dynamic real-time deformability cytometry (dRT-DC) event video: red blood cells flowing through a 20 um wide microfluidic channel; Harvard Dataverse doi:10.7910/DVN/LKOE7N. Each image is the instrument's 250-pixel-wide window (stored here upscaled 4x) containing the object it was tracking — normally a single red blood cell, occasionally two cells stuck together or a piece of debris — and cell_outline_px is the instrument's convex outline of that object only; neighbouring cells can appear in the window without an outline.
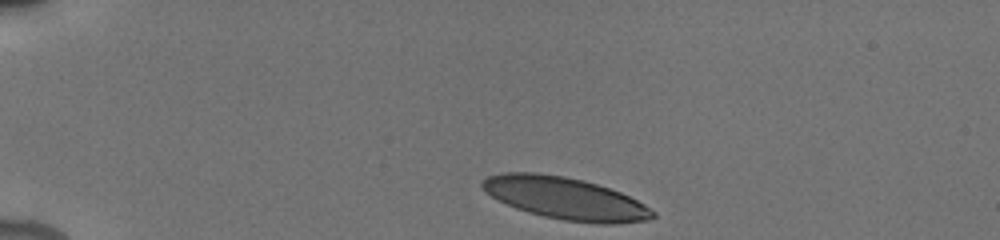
{"species": "human", "species_latin": "Homo sapiens", "temperature_condition": "cold", "stored_images_in_passage": 11, "camera_frame_rate_fps": 3000, "um_per_image_px": 0.085, "donor": {"sex": "male"}, "frame": {"image": 1, "passage_image": 1, "time_ms": 0.0, "image_size_px": [1000, 240], "cell_outline_px": [[656, 216], [648, 220], [616, 224], [600, 224], [564, 220], [544, 216], [528, 212], [516, 208], [484, 192], [480, 184], [488, 176], [504, 172], [536, 172], [564, 176], [584, 180], [620, 192], [644, 204], [656, 212]], "centroid_in_image_um": [48.06, 16.86], "position_along_channel_um": 36.9, "area_um2": 41.73}}
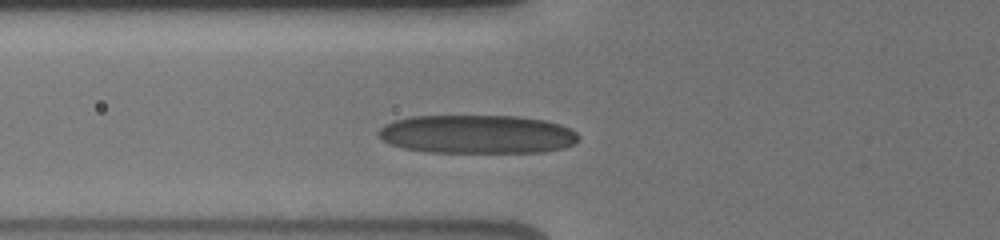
{"frame": {"image": 2, "passage_image": 9, "time_ms": 3.0, "image_size_px": [1000, 240], "cell_outline_px": [[580, 140], [576, 144], [564, 148], [544, 152], [428, 152], [404, 148], [392, 144], [376, 136], [376, 132], [384, 124], [396, 120], [412, 116], [516, 116], [544, 120], [560, 124], [576, 132], [580, 136]], "centroid_in_image_um": [40.58, 11.41], "position_along_channel_um": 85.2, "area_um2": 45.26}}